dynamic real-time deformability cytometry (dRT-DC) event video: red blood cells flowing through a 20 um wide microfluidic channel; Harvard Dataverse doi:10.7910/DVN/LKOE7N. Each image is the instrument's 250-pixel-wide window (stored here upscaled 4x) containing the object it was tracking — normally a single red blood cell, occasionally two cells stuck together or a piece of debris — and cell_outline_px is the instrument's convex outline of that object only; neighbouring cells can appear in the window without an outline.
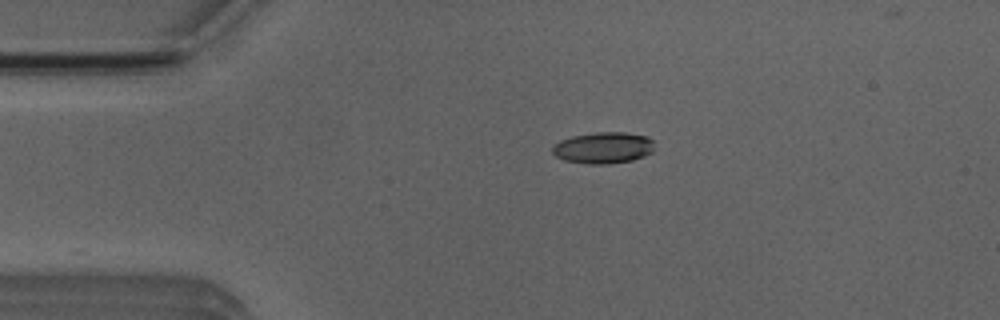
{"species": "Egyptian fruit bat (a non-hibernating species)", "species_latin": "Rousettus aegyptiacus", "temperature_condition": "room temperature", "stored_images_in_passage": 2, "camera_frame_rate_fps": 3000, "um_per_image_px": 0.085, "animal": {"sex": "male"}, "frame": {"image": 1, "passage_image": 2, "time_ms": 1.0, "image_size_px": [1000, 320], "cell_outline_px": [[652, 152], [644, 156], [632, 160], [608, 164], [588, 164], [564, 160], [556, 156], [552, 152], [552, 148], [560, 140], [572, 136], [596, 132], [624, 132], [648, 136], [652, 140]], "centroid_in_image_um": [51.27, 12.56], "position_along_channel_um": 33.7, "area_um2": 18.61}}